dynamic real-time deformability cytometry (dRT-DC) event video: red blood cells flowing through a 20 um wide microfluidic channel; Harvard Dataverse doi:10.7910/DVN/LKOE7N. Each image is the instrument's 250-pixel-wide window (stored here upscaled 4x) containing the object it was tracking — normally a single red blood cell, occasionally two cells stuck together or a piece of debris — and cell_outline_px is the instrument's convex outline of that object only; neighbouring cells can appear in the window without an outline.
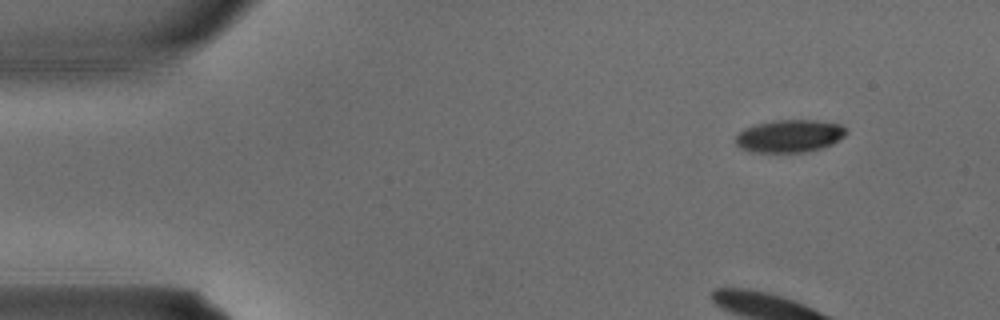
{"species": "common noctule bat (a hibernating species)", "species_latin": "Nyctalus noctula", "temperature_condition": "warm", "stored_images_in_passage": 3, "camera_frame_rate_fps": 3000, "um_per_image_px": 0.085, "animal": {"sex": "male", "body_mass_g": 15.6}, "frame": {"image": 1, "passage_image": 1, "time_ms": 0.0, "image_size_px": [1000, 320], "cell_outline_px": [[848, 132], [844, 136], [832, 144], [820, 148], [804, 152], [748, 152], [740, 148], [736, 144], [736, 136], [744, 128], [756, 124], [776, 120], [816, 120], [840, 124]], "centroid_in_image_um": [67.09, 11.56], "position_along_channel_um": 17.9, "area_um2": 20.98}}